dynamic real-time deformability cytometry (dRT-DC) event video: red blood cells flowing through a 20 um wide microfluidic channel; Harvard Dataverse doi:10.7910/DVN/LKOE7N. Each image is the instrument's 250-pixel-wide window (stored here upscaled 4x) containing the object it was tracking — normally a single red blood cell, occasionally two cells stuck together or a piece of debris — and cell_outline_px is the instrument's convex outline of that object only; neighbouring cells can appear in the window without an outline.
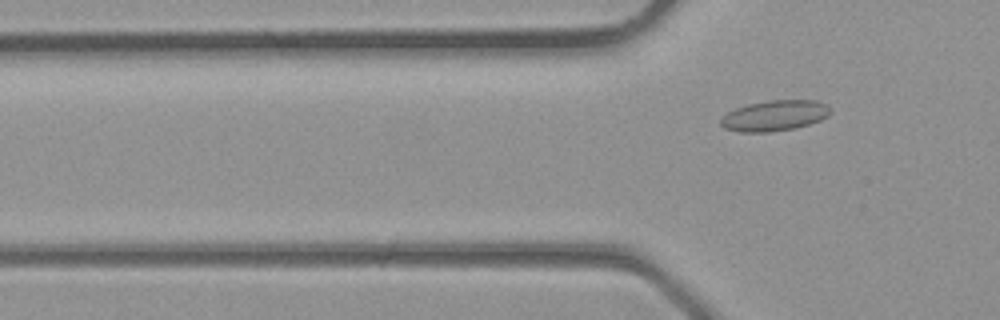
{"species": "common noctule bat (a hibernating species)", "species_latin": "Nyctalus noctula", "temperature_condition": "room temperature", "stored_images_in_passage": 2, "camera_frame_rate_fps": 3000, "um_per_image_px": 0.085, "animal": {"sex": "male", "body_mass_g": 23.1, "forearm_length_mm": 52.7}, "frame": {"image": 1, "passage_image": 2, "time_ms": 0.333, "image_size_px": [1000, 320], "cell_outline_px": [[832, 112], [828, 116], [820, 120], [796, 128], [768, 132], [740, 132], [724, 128], [720, 124], [720, 120], [728, 112], [736, 108], [748, 104], [768, 100], [816, 100], [828, 104], [832, 108]], "centroid_in_image_um": [65.88, 9.82], "position_along_channel_um": 59.9, "area_um2": 19.71}}